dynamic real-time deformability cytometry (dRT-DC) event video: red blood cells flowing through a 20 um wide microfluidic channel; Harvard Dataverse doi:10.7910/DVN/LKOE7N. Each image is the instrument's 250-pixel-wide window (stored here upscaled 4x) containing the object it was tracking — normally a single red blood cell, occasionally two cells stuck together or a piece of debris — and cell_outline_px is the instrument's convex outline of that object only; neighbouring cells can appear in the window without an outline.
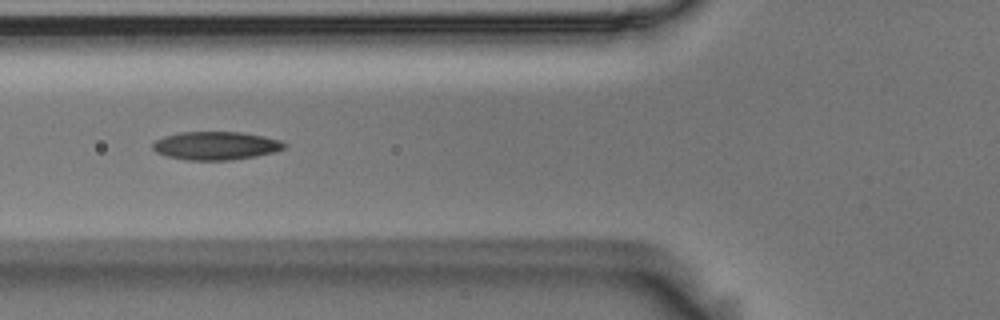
{"species": "Egyptian fruit bat (a non-hibernating species)", "species_latin": "Rousettus aegyptiacus", "temperature_condition": "room temperature", "stored_images_in_passage": 24, "camera_frame_rate_fps": 3000, "um_per_image_px": 0.085, "animal": {"sex": "male"}, "frame": {"image": 1, "passage_image": 11, "time_ms": 3.333, "image_size_px": [1000, 320], "cell_outline_px": [[288, 144], [284, 148], [276, 152], [256, 156], [232, 160], [184, 160], [168, 156], [156, 152], [152, 148], [152, 144], [156, 140], [164, 136], [180, 132], [240, 132], [264, 136], [280, 140]], "centroid_in_image_um": [18.36, 12.38], "position_along_channel_um": 107.4, "area_um2": 21.79}}
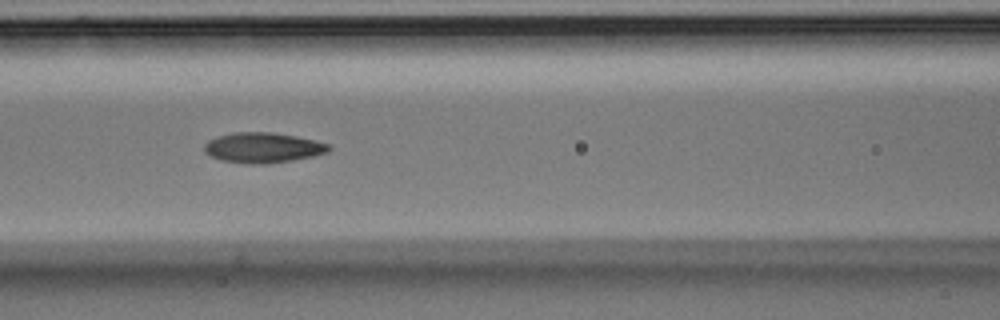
{"frame": {"image": 2, "passage_image": 14, "time_ms": 4.333, "image_size_px": [1000, 320], "cell_outline_px": [[332, 148], [328, 152], [312, 156], [292, 160], [264, 164], [244, 164], [224, 160], [212, 156], [204, 152], [204, 144], [208, 140], [216, 136], [232, 132], [272, 132], [296, 136], [332, 144]], "centroid_in_image_um": [22.35, 12.54], "position_along_channel_um": 144.2, "area_um2": 22.08}}